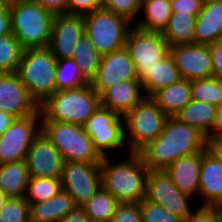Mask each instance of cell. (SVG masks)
Masks as SVG:
<instances>
[{"label": "cell", "instance_id": "cell-1", "mask_svg": "<svg viewBox=\"0 0 222 222\" xmlns=\"http://www.w3.org/2000/svg\"><path fill=\"white\" fill-rule=\"evenodd\" d=\"M209 146L207 137L193 126L167 117L163 130L139 154L149 170H164L180 157L201 152Z\"/></svg>", "mask_w": 222, "mask_h": 222}, {"label": "cell", "instance_id": "cell-2", "mask_svg": "<svg viewBox=\"0 0 222 222\" xmlns=\"http://www.w3.org/2000/svg\"><path fill=\"white\" fill-rule=\"evenodd\" d=\"M127 159L112 163L109 156L100 162L102 187L119 203L140 202L146 196L149 169L139 153H128Z\"/></svg>", "mask_w": 222, "mask_h": 222}, {"label": "cell", "instance_id": "cell-3", "mask_svg": "<svg viewBox=\"0 0 222 222\" xmlns=\"http://www.w3.org/2000/svg\"><path fill=\"white\" fill-rule=\"evenodd\" d=\"M100 106V95L90 84L77 89L55 91L40 105L41 121L84 126Z\"/></svg>", "mask_w": 222, "mask_h": 222}, {"label": "cell", "instance_id": "cell-4", "mask_svg": "<svg viewBox=\"0 0 222 222\" xmlns=\"http://www.w3.org/2000/svg\"><path fill=\"white\" fill-rule=\"evenodd\" d=\"M9 9L12 34L23 49L49 46L54 15L34 0H20Z\"/></svg>", "mask_w": 222, "mask_h": 222}, {"label": "cell", "instance_id": "cell-5", "mask_svg": "<svg viewBox=\"0 0 222 222\" xmlns=\"http://www.w3.org/2000/svg\"><path fill=\"white\" fill-rule=\"evenodd\" d=\"M56 64L49 47L23 49L16 73L39 106L56 91Z\"/></svg>", "mask_w": 222, "mask_h": 222}, {"label": "cell", "instance_id": "cell-6", "mask_svg": "<svg viewBox=\"0 0 222 222\" xmlns=\"http://www.w3.org/2000/svg\"><path fill=\"white\" fill-rule=\"evenodd\" d=\"M41 131L60 152L64 162L100 163L103 158L82 125L41 121Z\"/></svg>", "mask_w": 222, "mask_h": 222}, {"label": "cell", "instance_id": "cell-7", "mask_svg": "<svg viewBox=\"0 0 222 222\" xmlns=\"http://www.w3.org/2000/svg\"><path fill=\"white\" fill-rule=\"evenodd\" d=\"M167 117L151 97L145 96L123 117L124 141L129 147L128 152L139 153L159 136Z\"/></svg>", "mask_w": 222, "mask_h": 222}, {"label": "cell", "instance_id": "cell-8", "mask_svg": "<svg viewBox=\"0 0 222 222\" xmlns=\"http://www.w3.org/2000/svg\"><path fill=\"white\" fill-rule=\"evenodd\" d=\"M85 33L103 56L125 47L129 29L128 19L102 8L84 14Z\"/></svg>", "mask_w": 222, "mask_h": 222}, {"label": "cell", "instance_id": "cell-9", "mask_svg": "<svg viewBox=\"0 0 222 222\" xmlns=\"http://www.w3.org/2000/svg\"><path fill=\"white\" fill-rule=\"evenodd\" d=\"M125 48L136 66L139 80L169 54V45L162 32L146 31L135 25L129 29Z\"/></svg>", "mask_w": 222, "mask_h": 222}, {"label": "cell", "instance_id": "cell-10", "mask_svg": "<svg viewBox=\"0 0 222 222\" xmlns=\"http://www.w3.org/2000/svg\"><path fill=\"white\" fill-rule=\"evenodd\" d=\"M41 131V111L15 118L0 136V164L22 161L34 138Z\"/></svg>", "mask_w": 222, "mask_h": 222}, {"label": "cell", "instance_id": "cell-11", "mask_svg": "<svg viewBox=\"0 0 222 222\" xmlns=\"http://www.w3.org/2000/svg\"><path fill=\"white\" fill-rule=\"evenodd\" d=\"M145 199L161 205L172 215L184 220L194 211L191 196L181 192L165 170H149L146 181Z\"/></svg>", "mask_w": 222, "mask_h": 222}, {"label": "cell", "instance_id": "cell-12", "mask_svg": "<svg viewBox=\"0 0 222 222\" xmlns=\"http://www.w3.org/2000/svg\"><path fill=\"white\" fill-rule=\"evenodd\" d=\"M61 185L76 206H83L102 187L100 163L64 162Z\"/></svg>", "mask_w": 222, "mask_h": 222}, {"label": "cell", "instance_id": "cell-13", "mask_svg": "<svg viewBox=\"0 0 222 222\" xmlns=\"http://www.w3.org/2000/svg\"><path fill=\"white\" fill-rule=\"evenodd\" d=\"M95 149L102 157L112 150L125 147L123 117L99 106L84 125Z\"/></svg>", "mask_w": 222, "mask_h": 222}, {"label": "cell", "instance_id": "cell-14", "mask_svg": "<svg viewBox=\"0 0 222 222\" xmlns=\"http://www.w3.org/2000/svg\"><path fill=\"white\" fill-rule=\"evenodd\" d=\"M126 81H140L136 66L125 47L101 57L95 77L89 83L101 95L107 88Z\"/></svg>", "mask_w": 222, "mask_h": 222}, {"label": "cell", "instance_id": "cell-15", "mask_svg": "<svg viewBox=\"0 0 222 222\" xmlns=\"http://www.w3.org/2000/svg\"><path fill=\"white\" fill-rule=\"evenodd\" d=\"M182 79L193 81L212 77V58L209 45L187 43L169 47Z\"/></svg>", "mask_w": 222, "mask_h": 222}, {"label": "cell", "instance_id": "cell-16", "mask_svg": "<svg viewBox=\"0 0 222 222\" xmlns=\"http://www.w3.org/2000/svg\"><path fill=\"white\" fill-rule=\"evenodd\" d=\"M25 161L29 177L61 178L64 160L42 131L34 138Z\"/></svg>", "mask_w": 222, "mask_h": 222}, {"label": "cell", "instance_id": "cell-17", "mask_svg": "<svg viewBox=\"0 0 222 222\" xmlns=\"http://www.w3.org/2000/svg\"><path fill=\"white\" fill-rule=\"evenodd\" d=\"M0 110L15 118L26 117L40 110L16 72L0 73Z\"/></svg>", "mask_w": 222, "mask_h": 222}, {"label": "cell", "instance_id": "cell-18", "mask_svg": "<svg viewBox=\"0 0 222 222\" xmlns=\"http://www.w3.org/2000/svg\"><path fill=\"white\" fill-rule=\"evenodd\" d=\"M198 196L199 207L222 208V159L210 145L201 151Z\"/></svg>", "mask_w": 222, "mask_h": 222}, {"label": "cell", "instance_id": "cell-19", "mask_svg": "<svg viewBox=\"0 0 222 222\" xmlns=\"http://www.w3.org/2000/svg\"><path fill=\"white\" fill-rule=\"evenodd\" d=\"M85 33L84 16L64 14L54 16L49 48L57 60L72 58L75 47Z\"/></svg>", "mask_w": 222, "mask_h": 222}, {"label": "cell", "instance_id": "cell-20", "mask_svg": "<svg viewBox=\"0 0 222 222\" xmlns=\"http://www.w3.org/2000/svg\"><path fill=\"white\" fill-rule=\"evenodd\" d=\"M144 97L140 81L121 82L107 88L100 95V106L124 117Z\"/></svg>", "mask_w": 222, "mask_h": 222}, {"label": "cell", "instance_id": "cell-21", "mask_svg": "<svg viewBox=\"0 0 222 222\" xmlns=\"http://www.w3.org/2000/svg\"><path fill=\"white\" fill-rule=\"evenodd\" d=\"M174 185L183 193L198 196L201 152L180 157L165 169Z\"/></svg>", "mask_w": 222, "mask_h": 222}, {"label": "cell", "instance_id": "cell-22", "mask_svg": "<svg viewBox=\"0 0 222 222\" xmlns=\"http://www.w3.org/2000/svg\"><path fill=\"white\" fill-rule=\"evenodd\" d=\"M222 39V1L203 3L197 14L193 43L210 45Z\"/></svg>", "mask_w": 222, "mask_h": 222}, {"label": "cell", "instance_id": "cell-23", "mask_svg": "<svg viewBox=\"0 0 222 222\" xmlns=\"http://www.w3.org/2000/svg\"><path fill=\"white\" fill-rule=\"evenodd\" d=\"M181 79L173 57L168 54L151 69H148V72L140 79V83L145 96L151 97L155 92Z\"/></svg>", "mask_w": 222, "mask_h": 222}, {"label": "cell", "instance_id": "cell-24", "mask_svg": "<svg viewBox=\"0 0 222 222\" xmlns=\"http://www.w3.org/2000/svg\"><path fill=\"white\" fill-rule=\"evenodd\" d=\"M75 206L69 193L61 190L45 202L30 203V222H59Z\"/></svg>", "mask_w": 222, "mask_h": 222}, {"label": "cell", "instance_id": "cell-25", "mask_svg": "<svg viewBox=\"0 0 222 222\" xmlns=\"http://www.w3.org/2000/svg\"><path fill=\"white\" fill-rule=\"evenodd\" d=\"M151 98L168 117H174L192 100L191 81L181 79L155 92Z\"/></svg>", "mask_w": 222, "mask_h": 222}, {"label": "cell", "instance_id": "cell-26", "mask_svg": "<svg viewBox=\"0 0 222 222\" xmlns=\"http://www.w3.org/2000/svg\"><path fill=\"white\" fill-rule=\"evenodd\" d=\"M29 178L25 160L0 164V191L8 198L24 197Z\"/></svg>", "mask_w": 222, "mask_h": 222}, {"label": "cell", "instance_id": "cell-27", "mask_svg": "<svg viewBox=\"0 0 222 222\" xmlns=\"http://www.w3.org/2000/svg\"><path fill=\"white\" fill-rule=\"evenodd\" d=\"M171 14L170 0H144L139 14L141 18L134 25L146 31L163 33Z\"/></svg>", "mask_w": 222, "mask_h": 222}, {"label": "cell", "instance_id": "cell-28", "mask_svg": "<svg viewBox=\"0 0 222 222\" xmlns=\"http://www.w3.org/2000/svg\"><path fill=\"white\" fill-rule=\"evenodd\" d=\"M217 108L207 102L191 100L174 117L188 126H193L208 137L213 127Z\"/></svg>", "mask_w": 222, "mask_h": 222}, {"label": "cell", "instance_id": "cell-29", "mask_svg": "<svg viewBox=\"0 0 222 222\" xmlns=\"http://www.w3.org/2000/svg\"><path fill=\"white\" fill-rule=\"evenodd\" d=\"M197 14L174 12L163 36L169 47L177 44L193 43Z\"/></svg>", "mask_w": 222, "mask_h": 222}, {"label": "cell", "instance_id": "cell-30", "mask_svg": "<svg viewBox=\"0 0 222 222\" xmlns=\"http://www.w3.org/2000/svg\"><path fill=\"white\" fill-rule=\"evenodd\" d=\"M102 55L96 50L86 33L78 40L73 60L80 69L82 76L90 83L99 68Z\"/></svg>", "mask_w": 222, "mask_h": 222}, {"label": "cell", "instance_id": "cell-31", "mask_svg": "<svg viewBox=\"0 0 222 222\" xmlns=\"http://www.w3.org/2000/svg\"><path fill=\"white\" fill-rule=\"evenodd\" d=\"M119 202L101 187L84 205L91 222H110Z\"/></svg>", "mask_w": 222, "mask_h": 222}, {"label": "cell", "instance_id": "cell-32", "mask_svg": "<svg viewBox=\"0 0 222 222\" xmlns=\"http://www.w3.org/2000/svg\"><path fill=\"white\" fill-rule=\"evenodd\" d=\"M55 81L56 91L77 89L89 84L73 58L57 60Z\"/></svg>", "mask_w": 222, "mask_h": 222}, {"label": "cell", "instance_id": "cell-33", "mask_svg": "<svg viewBox=\"0 0 222 222\" xmlns=\"http://www.w3.org/2000/svg\"><path fill=\"white\" fill-rule=\"evenodd\" d=\"M61 190V178L30 177L24 197L29 203L45 202Z\"/></svg>", "mask_w": 222, "mask_h": 222}, {"label": "cell", "instance_id": "cell-34", "mask_svg": "<svg viewBox=\"0 0 222 222\" xmlns=\"http://www.w3.org/2000/svg\"><path fill=\"white\" fill-rule=\"evenodd\" d=\"M192 100L207 102L219 107L222 105V81L208 77L191 81Z\"/></svg>", "mask_w": 222, "mask_h": 222}, {"label": "cell", "instance_id": "cell-35", "mask_svg": "<svg viewBox=\"0 0 222 222\" xmlns=\"http://www.w3.org/2000/svg\"><path fill=\"white\" fill-rule=\"evenodd\" d=\"M23 48L13 34L0 37V73H15Z\"/></svg>", "mask_w": 222, "mask_h": 222}, {"label": "cell", "instance_id": "cell-36", "mask_svg": "<svg viewBox=\"0 0 222 222\" xmlns=\"http://www.w3.org/2000/svg\"><path fill=\"white\" fill-rule=\"evenodd\" d=\"M0 222H30V203L25 197L8 198L0 209Z\"/></svg>", "mask_w": 222, "mask_h": 222}, {"label": "cell", "instance_id": "cell-37", "mask_svg": "<svg viewBox=\"0 0 222 222\" xmlns=\"http://www.w3.org/2000/svg\"><path fill=\"white\" fill-rule=\"evenodd\" d=\"M102 7L134 24L139 17L141 3L138 0H103Z\"/></svg>", "mask_w": 222, "mask_h": 222}, {"label": "cell", "instance_id": "cell-38", "mask_svg": "<svg viewBox=\"0 0 222 222\" xmlns=\"http://www.w3.org/2000/svg\"><path fill=\"white\" fill-rule=\"evenodd\" d=\"M142 222H182L183 220L172 215L161 205L143 199L139 202Z\"/></svg>", "mask_w": 222, "mask_h": 222}, {"label": "cell", "instance_id": "cell-39", "mask_svg": "<svg viewBox=\"0 0 222 222\" xmlns=\"http://www.w3.org/2000/svg\"><path fill=\"white\" fill-rule=\"evenodd\" d=\"M110 222H142L139 203H119Z\"/></svg>", "mask_w": 222, "mask_h": 222}, {"label": "cell", "instance_id": "cell-40", "mask_svg": "<svg viewBox=\"0 0 222 222\" xmlns=\"http://www.w3.org/2000/svg\"><path fill=\"white\" fill-rule=\"evenodd\" d=\"M194 210L182 222H222V208L199 207Z\"/></svg>", "mask_w": 222, "mask_h": 222}, {"label": "cell", "instance_id": "cell-41", "mask_svg": "<svg viewBox=\"0 0 222 222\" xmlns=\"http://www.w3.org/2000/svg\"><path fill=\"white\" fill-rule=\"evenodd\" d=\"M102 6L103 0H68V14L84 15Z\"/></svg>", "mask_w": 222, "mask_h": 222}, {"label": "cell", "instance_id": "cell-42", "mask_svg": "<svg viewBox=\"0 0 222 222\" xmlns=\"http://www.w3.org/2000/svg\"><path fill=\"white\" fill-rule=\"evenodd\" d=\"M202 0H170L171 12L198 14L202 9Z\"/></svg>", "mask_w": 222, "mask_h": 222}, {"label": "cell", "instance_id": "cell-43", "mask_svg": "<svg viewBox=\"0 0 222 222\" xmlns=\"http://www.w3.org/2000/svg\"><path fill=\"white\" fill-rule=\"evenodd\" d=\"M212 58V76L222 81V39L209 45Z\"/></svg>", "mask_w": 222, "mask_h": 222}, {"label": "cell", "instance_id": "cell-44", "mask_svg": "<svg viewBox=\"0 0 222 222\" xmlns=\"http://www.w3.org/2000/svg\"><path fill=\"white\" fill-rule=\"evenodd\" d=\"M52 15L68 14V0H34Z\"/></svg>", "mask_w": 222, "mask_h": 222}, {"label": "cell", "instance_id": "cell-45", "mask_svg": "<svg viewBox=\"0 0 222 222\" xmlns=\"http://www.w3.org/2000/svg\"><path fill=\"white\" fill-rule=\"evenodd\" d=\"M12 34L11 15L8 5H0V37Z\"/></svg>", "mask_w": 222, "mask_h": 222}, {"label": "cell", "instance_id": "cell-46", "mask_svg": "<svg viewBox=\"0 0 222 222\" xmlns=\"http://www.w3.org/2000/svg\"><path fill=\"white\" fill-rule=\"evenodd\" d=\"M220 139H222V105L217 108L213 127L207 137V141L210 145L212 142Z\"/></svg>", "mask_w": 222, "mask_h": 222}, {"label": "cell", "instance_id": "cell-47", "mask_svg": "<svg viewBox=\"0 0 222 222\" xmlns=\"http://www.w3.org/2000/svg\"><path fill=\"white\" fill-rule=\"evenodd\" d=\"M59 222H91L89 216L83 206H75L61 221Z\"/></svg>", "mask_w": 222, "mask_h": 222}, {"label": "cell", "instance_id": "cell-48", "mask_svg": "<svg viewBox=\"0 0 222 222\" xmlns=\"http://www.w3.org/2000/svg\"><path fill=\"white\" fill-rule=\"evenodd\" d=\"M15 117L0 110V136L11 125Z\"/></svg>", "mask_w": 222, "mask_h": 222}, {"label": "cell", "instance_id": "cell-49", "mask_svg": "<svg viewBox=\"0 0 222 222\" xmlns=\"http://www.w3.org/2000/svg\"><path fill=\"white\" fill-rule=\"evenodd\" d=\"M210 146L217 152V154L222 159V139L212 142Z\"/></svg>", "mask_w": 222, "mask_h": 222}, {"label": "cell", "instance_id": "cell-50", "mask_svg": "<svg viewBox=\"0 0 222 222\" xmlns=\"http://www.w3.org/2000/svg\"><path fill=\"white\" fill-rule=\"evenodd\" d=\"M7 200L8 197L0 191V209L4 206Z\"/></svg>", "mask_w": 222, "mask_h": 222}, {"label": "cell", "instance_id": "cell-51", "mask_svg": "<svg viewBox=\"0 0 222 222\" xmlns=\"http://www.w3.org/2000/svg\"><path fill=\"white\" fill-rule=\"evenodd\" d=\"M18 1L20 0H0V3L9 6V5L15 4Z\"/></svg>", "mask_w": 222, "mask_h": 222}, {"label": "cell", "instance_id": "cell-52", "mask_svg": "<svg viewBox=\"0 0 222 222\" xmlns=\"http://www.w3.org/2000/svg\"><path fill=\"white\" fill-rule=\"evenodd\" d=\"M217 1H222V0H202L203 3H213Z\"/></svg>", "mask_w": 222, "mask_h": 222}]
</instances>
